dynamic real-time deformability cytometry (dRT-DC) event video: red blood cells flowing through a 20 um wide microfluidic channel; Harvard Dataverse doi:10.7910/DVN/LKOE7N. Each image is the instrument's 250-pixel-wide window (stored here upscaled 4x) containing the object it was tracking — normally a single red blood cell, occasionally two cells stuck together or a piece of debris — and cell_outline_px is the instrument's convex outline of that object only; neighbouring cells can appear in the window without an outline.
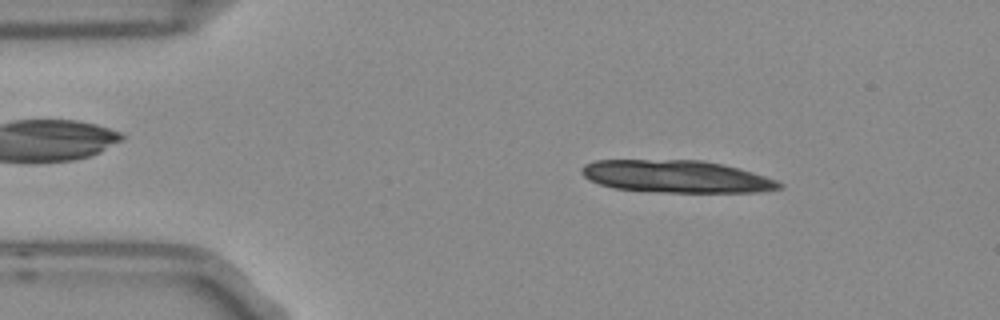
{"species": "Egyptian fruit bat (a non-hibernating species)", "species_latin": "Rousettus aegyptiacus", "temperature_condition": "room temperature", "stored_images_in_passage": 36, "camera_frame_rate_fps": 3000, "um_per_image_px": 0.085, "frame": {"image": 1, "passage_image": 7, "time_ms": 2.0, "image_size_px": [1000, 320], "cell_outline_px": [[784, 188], [760, 192], [660, 192], [612, 188], [588, 180], [580, 172], [580, 168], [584, 164], [596, 160], [704, 160], [724, 164], [740, 168], [776, 180], [784, 184]], "centroid_in_image_um": [57.49, 15.0], "position_along_channel_um": 27.5, "area_um2": 37.57}}
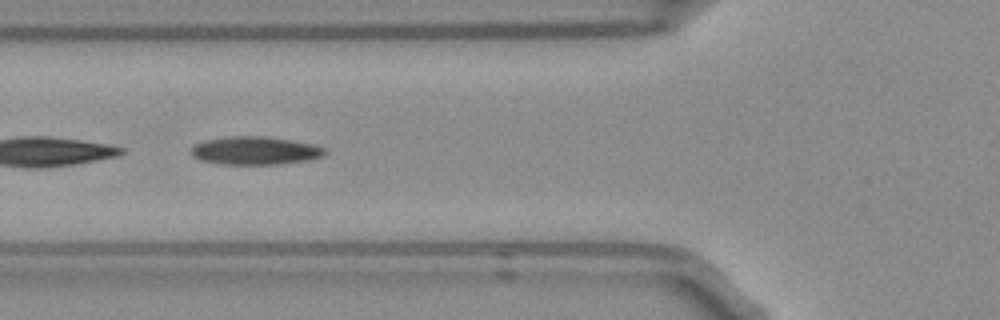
{"frame": {"image": 2, "passage_image": 18, "time_ms": 5.667, "image_size_px": [1000, 320], "cell_outline_px": [[328, 152], [324, 156], [308, 160], [276, 164], [220, 164], [200, 160], [192, 156], [192, 144], [204, 140], [232, 136], [264, 136], [292, 140], [312, 144], [324, 148]], "centroid_in_image_um": [21.67, 12.8], "position_along_channel_um": 104.1, "area_um2": 21.96}}
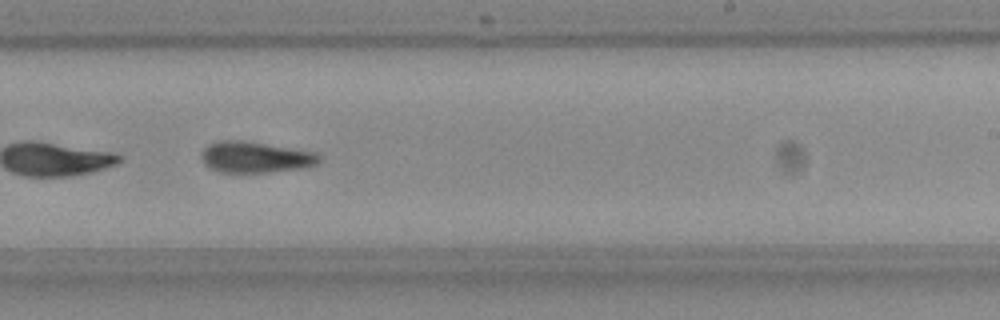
{"frame": {"image": 3, "passage_image": 31, "time_ms": 10.0, "image_size_px": [1000, 320], "cell_outline_px": [[320, 160], [316, 164], [304, 168], [268, 172], [224, 172], [212, 168], [204, 164], [200, 156], [204, 148], [208, 144], [220, 140], [248, 140], [316, 152], [320, 156]], "centroid_in_image_um": [21.71, 13.34], "position_along_channel_um": 267.3, "area_um2": 21.5}}